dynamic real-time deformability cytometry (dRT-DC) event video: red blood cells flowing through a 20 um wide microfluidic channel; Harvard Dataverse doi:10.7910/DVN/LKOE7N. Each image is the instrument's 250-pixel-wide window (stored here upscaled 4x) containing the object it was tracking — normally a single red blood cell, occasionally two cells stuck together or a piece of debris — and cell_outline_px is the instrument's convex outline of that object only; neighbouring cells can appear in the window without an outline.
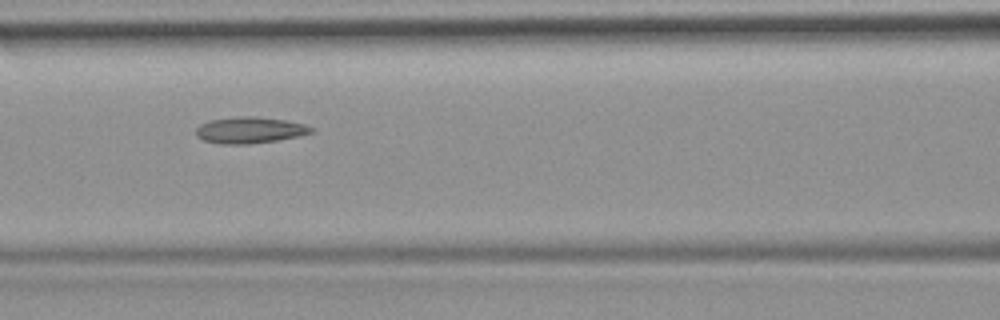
{"species": "common noctule bat (a hibernating species)", "species_latin": "Nyctalus noctula", "temperature_condition": "room temperature", "stored_images_in_passage": 41, "camera_frame_rate_fps": 3000, "um_per_image_px": 0.085, "animal": {"sex": "female", "body_mass_g": 19.9}, "frame": {"image": 1, "passage_image": 12, "time_ms": 3.667, "image_size_px": [1000, 320], "cell_outline_px": [[316, 128], [312, 132], [300, 136], [276, 140], [248, 144], [220, 144], [204, 140], [196, 136], [196, 128], [200, 124], [208, 120], [236, 116], [256, 116], [284, 120], [304, 124]], "centroid_in_image_um": [21.22, 11.05], "position_along_channel_um": 145.4, "area_um2": 17.8}, "authors_computed_cell_mechanics": {"area_um2": 17.34, "velocity_mm_per_s": 3.8692, "shape_relaxation_time_tau1_ms": null, "shape_relaxation_time_tau2_ms": 4.4129, "deformation_change_tau1": null, "deformation_change_tau2": 0.1261}}